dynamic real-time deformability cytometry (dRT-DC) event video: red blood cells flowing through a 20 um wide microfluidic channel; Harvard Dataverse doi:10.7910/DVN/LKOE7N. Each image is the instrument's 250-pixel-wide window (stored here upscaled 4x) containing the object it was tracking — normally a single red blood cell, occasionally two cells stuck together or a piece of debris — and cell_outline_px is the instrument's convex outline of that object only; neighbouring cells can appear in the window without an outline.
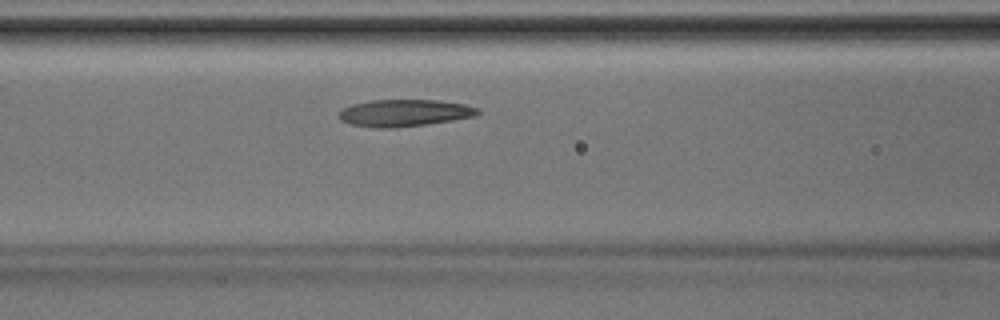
{"species": "Egyptian fruit bat (a non-hibernating species)", "species_latin": "Rousettus aegyptiacus", "temperature_condition": "room temperature", "stored_images_in_passage": 32, "camera_frame_rate_fps": 3000, "um_per_image_px": 0.085, "animal": {"sex": "male"}, "frame": {"image": 1, "passage_image": 10, "time_ms": 3.0, "image_size_px": [1000, 320], "cell_outline_px": [[480, 112], [476, 116], [452, 120], [424, 124], [388, 128], [376, 128], [348, 124], [340, 120], [340, 108], [352, 104], [372, 100], [440, 100], [464, 104], [480, 108]], "centroid_in_image_um": [34.36, 9.59], "position_along_channel_um": 132.2, "area_um2": 21.85}}
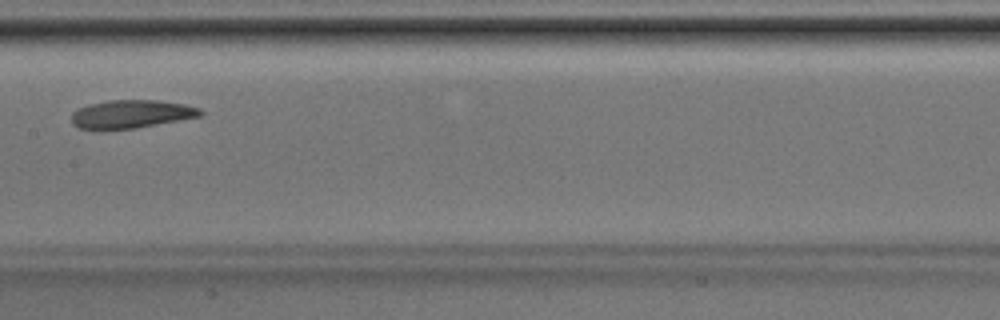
{"frame": {"image": 2, "passage_image": 14, "time_ms": 4.333, "image_size_px": [1000, 320], "cell_outline_px": [[204, 112], [200, 116], [136, 128], [100, 132], [92, 132], [80, 128], [72, 124], [72, 112], [88, 104], [108, 100], [160, 100], [184, 104], [200, 108]], "centroid_in_image_um": [11.08, 9.73], "position_along_channel_um": 196.3, "area_um2": 21.79}}
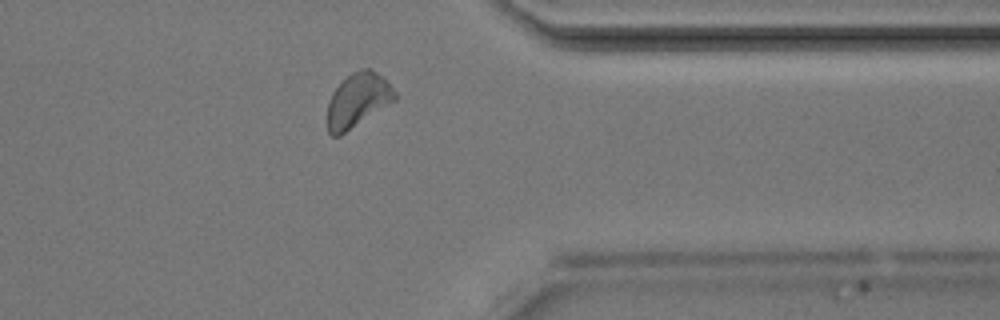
{"frame": {"image": 3, "passage_image": 26, "time_ms": 8.333, "image_size_px": [1000, 320], "cell_outline_px": [[396, 100], [340, 136], [332, 136], [328, 132], [328, 104], [332, 92], [352, 72], [360, 68], [372, 68], [384, 76], [396, 92]], "centroid_in_image_um": [30.44, 8.5], "position_along_channel_um": 381.0, "area_um2": 21.33}}